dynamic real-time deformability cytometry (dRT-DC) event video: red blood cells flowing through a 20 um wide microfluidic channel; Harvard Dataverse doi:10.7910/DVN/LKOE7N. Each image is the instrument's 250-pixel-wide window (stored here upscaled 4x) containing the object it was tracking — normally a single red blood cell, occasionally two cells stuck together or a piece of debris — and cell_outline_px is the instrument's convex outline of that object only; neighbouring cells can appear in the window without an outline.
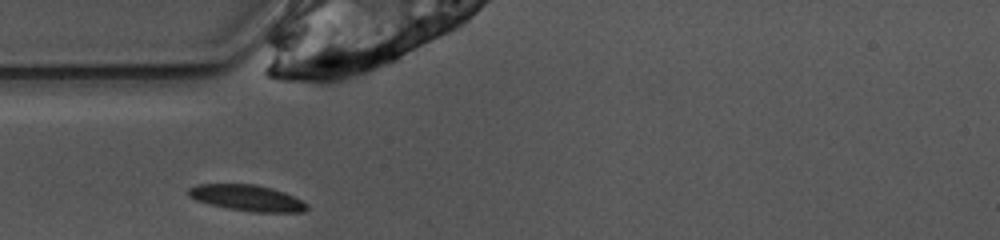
{"species": "common noctule bat (a hibernating species)", "species_latin": "Nyctalus noctula", "temperature_condition": "warm", "stored_images_in_passage": 25, "camera_frame_rate_fps": 3000, "um_per_image_px": 0.085, "animal": {"sex": "female", "body_mass_g": 10.0, "forearm_length_mm": 53.1}, "frame": {"image": 1, "passage_image": 1, "time_ms": 0.0, "image_size_px": [1000, 240], "cell_outline_px": [[308, 208], [304, 212], [256, 212], [228, 208], [196, 200], [188, 196], [188, 188], [200, 184], [256, 184], [272, 188], [284, 192], [308, 204]], "centroid_in_image_um": [21.02, 16.82], "position_along_channel_um": 64.0, "area_um2": 17.8}}
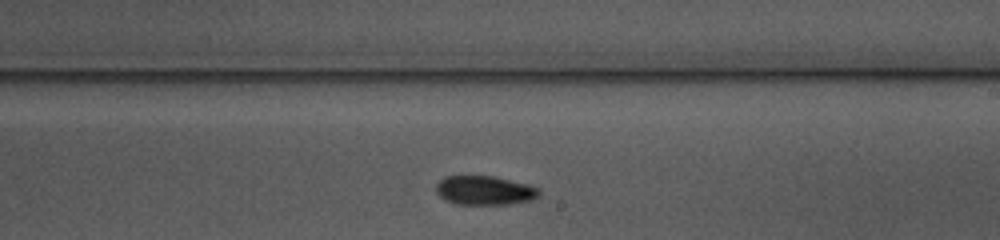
{"frame": {"image": 2, "passage_image": 15, "time_ms": 4.667, "image_size_px": [1000, 240], "cell_outline_px": [[540, 196], [532, 200], [508, 204], [456, 204], [444, 200], [436, 192], [436, 184], [444, 176], [492, 176], [528, 184], [536, 188], [540, 192]], "centroid_in_image_um": [41.17, 16.19], "position_along_channel_um": 247.8, "area_um2": 17.46}}
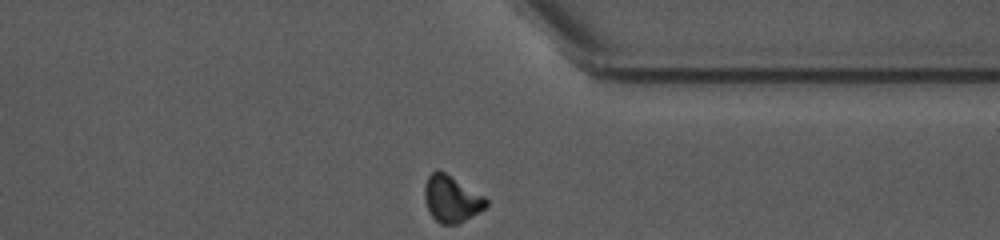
{"frame": {"image": 3, "passage_image": 25, "time_ms": 8.0, "image_size_px": [1000, 240], "cell_outline_px": [[488, 204], [484, 208], [464, 220], [456, 224], [440, 224], [432, 216], [424, 200], [424, 184], [428, 176], [432, 172], [444, 172], [484, 196], [488, 200]], "centroid_in_image_um": [38.35, 16.91], "position_along_channel_um": 373.0, "area_um2": 16.3}, "authors_computed_cell_mechanics": {"area_um2": 17.4556, "velocity_mm_per_s": 3.9078, "shape_relaxation_time_tau1_ms": 3.3668, "shape_relaxation_time_tau2_ms": null, "deformation_change_tau1": 0.1107, "deformation_change_tau2": null}}